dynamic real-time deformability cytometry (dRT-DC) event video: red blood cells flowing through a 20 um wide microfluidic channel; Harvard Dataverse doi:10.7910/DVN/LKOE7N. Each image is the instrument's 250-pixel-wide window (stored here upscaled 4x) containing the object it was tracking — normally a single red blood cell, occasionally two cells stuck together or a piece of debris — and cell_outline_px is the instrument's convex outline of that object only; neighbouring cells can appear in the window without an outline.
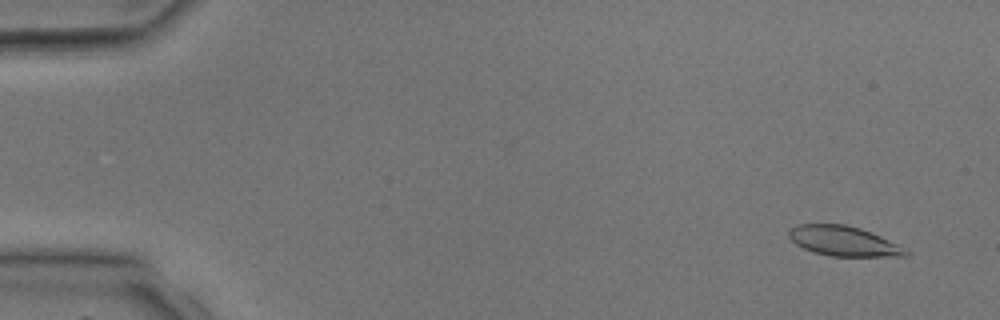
{"species": "common noctule bat (a hibernating species)", "species_latin": "Nyctalus noctula", "temperature_condition": "room temperature", "stored_images_in_passage": 4, "camera_frame_rate_fps": 3000, "um_per_image_px": 0.085, "animal": {"sex": "male", "body_mass_g": 17.9, "forearm_length_mm": 54.2}, "frame": {"image": 1, "passage_image": 1, "time_ms": 0.0, "image_size_px": [1000, 320], "cell_outline_px": [[912, 252], [908, 256], [832, 256], [812, 252], [796, 244], [788, 236], [788, 232], [796, 224], [844, 224], [860, 228], [880, 236]], "centroid_in_image_um": [71.7, 20.49], "position_along_channel_um": 13.3, "area_um2": 20.23}}
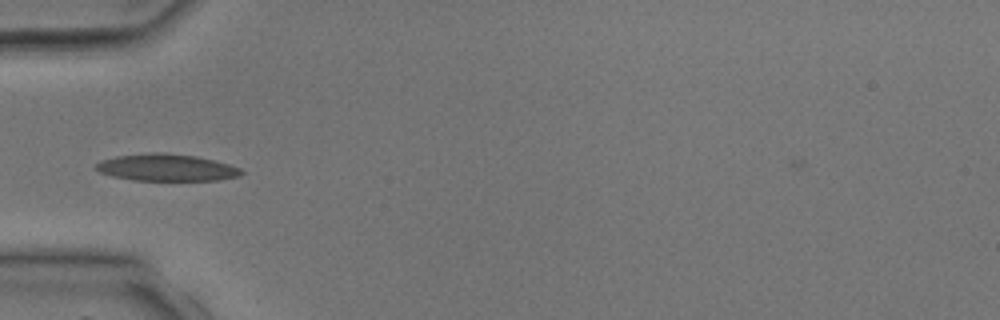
{"frame": {"image": 2, "passage_image": 4, "time_ms": 3.667, "image_size_px": [1000, 320], "cell_outline_px": [[244, 172], [240, 176], [220, 180], [132, 180], [112, 176], [100, 172], [96, 168], [96, 164], [100, 160], [116, 156], [152, 152], [164, 152], [196, 156], [228, 164], [240, 168]], "centroid_in_image_um": [14.15, 14.24], "position_along_channel_um": 70.8, "area_um2": 22.83}}